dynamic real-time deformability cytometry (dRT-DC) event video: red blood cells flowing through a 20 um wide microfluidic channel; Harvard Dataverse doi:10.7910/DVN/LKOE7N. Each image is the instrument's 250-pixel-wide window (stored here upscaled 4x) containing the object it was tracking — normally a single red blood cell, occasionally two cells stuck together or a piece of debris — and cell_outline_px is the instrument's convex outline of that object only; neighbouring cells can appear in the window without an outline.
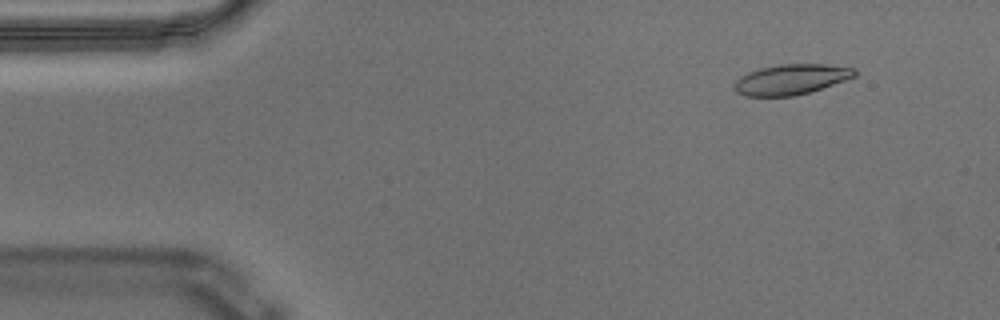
{"species": "Egyptian fruit bat (a non-hibernating species)", "species_latin": "Rousettus aegyptiacus", "temperature_condition": "warm", "stored_images_in_passage": 57, "camera_frame_rate_fps": 3000, "um_per_image_px": 0.085, "animal": {"sex": "male"}, "frame": {"image": 1, "passage_image": 6, "time_ms": 1.667, "image_size_px": [1000, 320], "cell_outline_px": [[856, 76], [808, 92], [792, 96], [744, 96], [736, 92], [736, 80], [740, 76], [748, 72], [760, 68], [780, 64], [824, 64], [856, 68]], "centroid_in_image_um": [67.23, 6.74], "position_along_channel_um": 17.8, "area_um2": 20.98}}
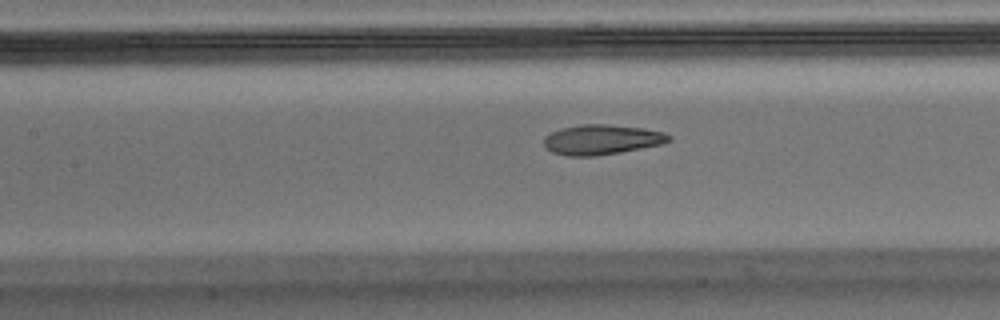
{"frame": {"image": 2, "passage_image": 25, "time_ms": 8.0, "image_size_px": [1000, 320], "cell_outline_px": [[672, 140], [664, 144], [620, 152], [596, 156], [568, 156], [552, 152], [544, 148], [544, 136], [560, 128], [580, 124], [608, 124], [644, 128], [664, 132], [672, 136]], "centroid_in_image_um": [51.16, 11.86], "position_along_channel_um": 156.2, "area_um2": 22.14}}
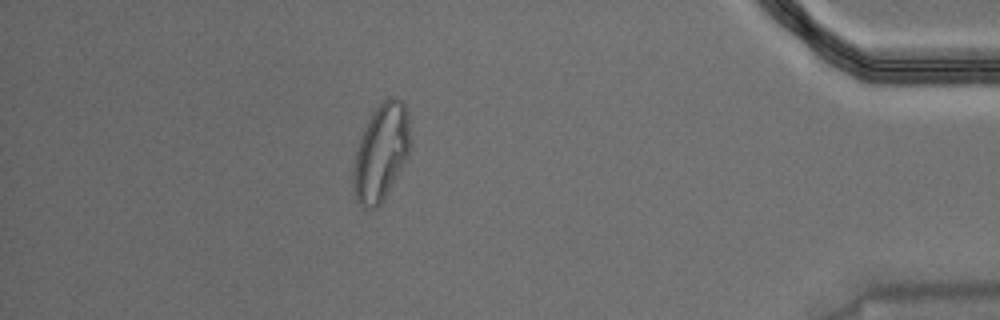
{"frame": {"image": 3, "passage_image": 50, "time_ms": 16.333, "image_size_px": [1000, 320], "cell_outline_px": [[412, 144], [408, 156], [380, 204], [376, 208], [364, 208], [356, 200], [352, 180], [352, 172], [356, 152], [360, 136], [372, 112], [388, 96], [392, 96], [404, 100], [408, 112]], "centroid_in_image_um": [32.41, 12.9], "position_along_channel_um": 402.8, "area_um2": 32.37}, "authors_computed_cell_mechanics": {"area_um2": 21.964, "velocity_mm_per_s": 3.5243, "shape_relaxation_time_tau1_ms": null, "shape_relaxation_time_tau2_ms": 1.233, "deformation_change_tau1": null, "deformation_change_tau2": 0.0704}}